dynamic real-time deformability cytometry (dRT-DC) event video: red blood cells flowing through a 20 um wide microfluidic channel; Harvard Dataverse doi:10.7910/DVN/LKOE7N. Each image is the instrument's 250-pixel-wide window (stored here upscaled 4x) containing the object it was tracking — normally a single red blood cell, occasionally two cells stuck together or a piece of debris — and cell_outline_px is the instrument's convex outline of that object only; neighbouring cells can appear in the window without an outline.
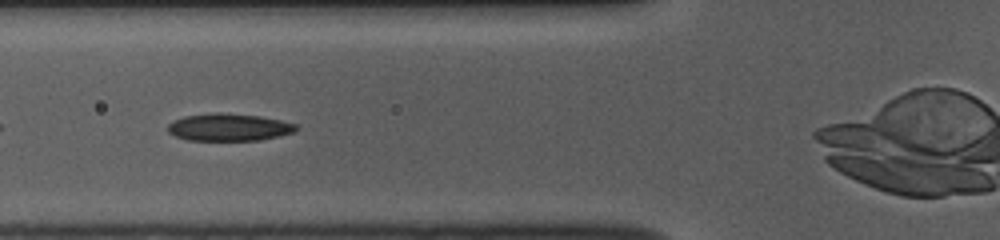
{"species": "common noctule bat (a hibernating species)", "species_latin": "Nyctalus noctula", "temperature_condition": "room temperature", "stored_images_in_passage": 14, "camera_frame_rate_fps": 3000, "um_per_image_px": 0.085, "animal": {"sex": "female", "body_mass_g": 10.0, "forearm_length_mm": 53.1}, "frame": {"image": 1, "passage_image": 5, "time_ms": 1.333, "image_size_px": [1000, 240], "cell_outline_px": [[300, 128], [296, 132], [260, 140], [188, 140], [176, 136], [168, 132], [168, 124], [184, 116], [216, 112], [260, 116], [280, 120], [296, 124]], "centroid_in_image_um": [19.49, 10.81], "position_along_channel_um": 106.3, "area_um2": 20.4}}
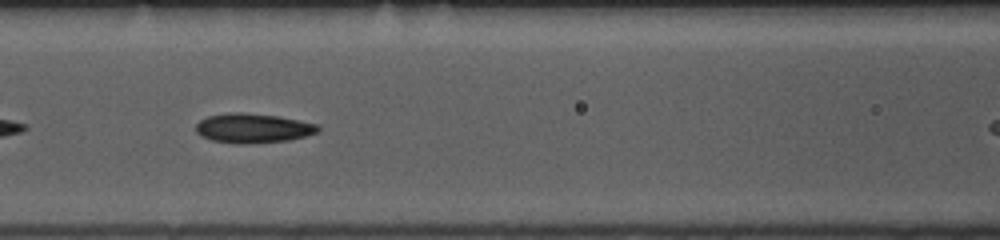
{"frame": {"image": 2, "passage_image": 8, "time_ms": 2.333, "image_size_px": [1000, 240], "cell_outline_px": [[320, 128], [316, 132], [304, 136], [288, 140], [244, 144], [236, 144], [212, 140], [200, 136], [196, 132], [196, 124], [200, 120], [208, 116], [232, 112], [244, 112], [276, 116], [316, 124]], "centroid_in_image_um": [21.43, 10.9], "position_along_channel_um": 145.2, "area_um2": 20.75}}
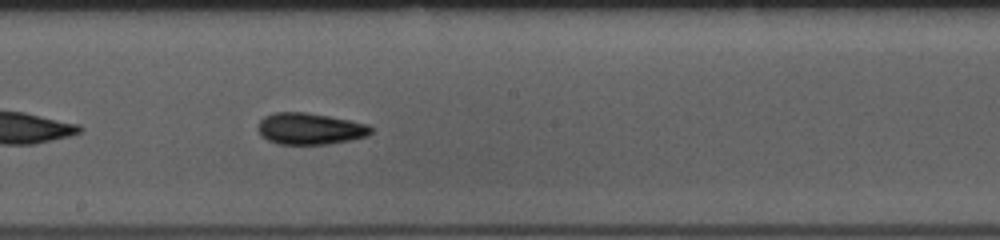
{"frame": {"image": 3, "passage_image": 14, "time_ms": 4.333, "image_size_px": [1000, 240], "cell_outline_px": [[372, 132], [368, 136], [352, 140], [328, 144], [276, 144], [260, 136], [256, 128], [260, 120], [264, 116], [272, 112], [304, 112], [328, 116], [368, 124], [372, 128]], "centroid_in_image_um": [26.31, 10.95], "position_along_channel_um": 221.9, "area_um2": 20.98}}